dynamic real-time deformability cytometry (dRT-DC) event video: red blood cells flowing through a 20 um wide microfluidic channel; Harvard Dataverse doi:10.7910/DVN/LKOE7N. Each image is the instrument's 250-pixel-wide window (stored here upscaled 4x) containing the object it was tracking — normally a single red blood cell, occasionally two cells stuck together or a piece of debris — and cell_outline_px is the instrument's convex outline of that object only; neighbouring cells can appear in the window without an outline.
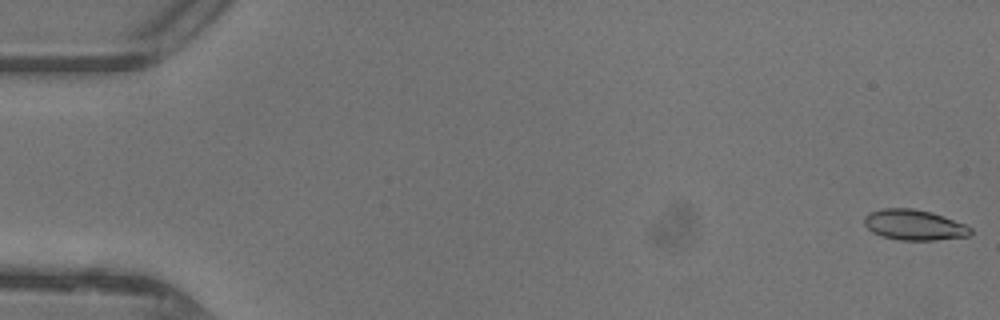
{"species": "common noctule bat (a hibernating species)", "species_latin": "Nyctalus noctula", "temperature_condition": "warm", "stored_images_in_passage": 47, "camera_frame_rate_fps": 3000, "um_per_image_px": 0.085, "animal": {"sex": "female"}, "frame": {"image": 1, "passage_image": 1, "time_ms": 0.0, "image_size_px": [1000, 320], "cell_outline_px": [[972, 232], [968, 236], [936, 240], [900, 240], [880, 236], [872, 232], [864, 224], [864, 216], [868, 212], [884, 208], [912, 208], [932, 212], [944, 216], [964, 224], [972, 228]], "centroid_in_image_um": [77.68, 19.11], "position_along_channel_um": 7.3, "area_um2": 19.02}}
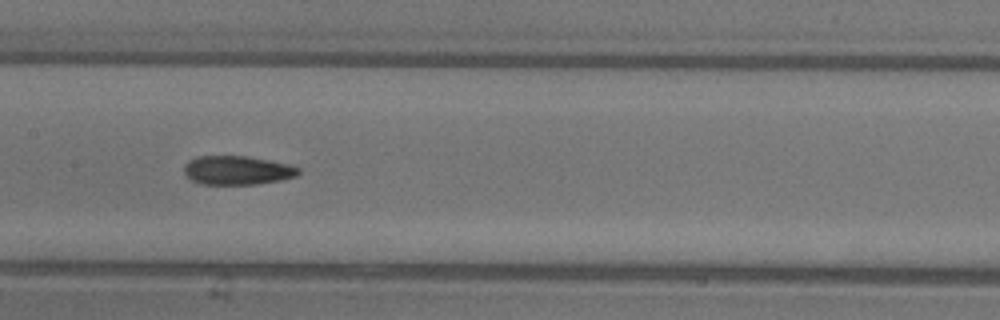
{"frame": {"image": 2, "passage_image": 24, "time_ms": 7.667, "image_size_px": [1000, 320], "cell_outline_px": [[300, 172], [296, 176], [280, 180], [256, 184], [200, 184], [192, 180], [184, 172], [184, 164], [188, 160], [196, 156], [248, 156], [292, 164], [300, 168]], "centroid_in_image_um": [20.18, 14.46], "position_along_channel_um": 187.2, "area_um2": 19.42}}
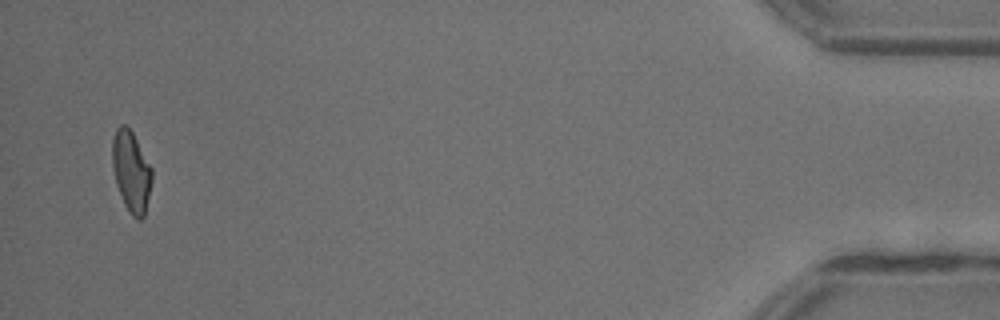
{"frame": {"image": 3, "passage_image": 46, "time_ms": 15.0, "image_size_px": [1000, 320], "cell_outline_px": [[152, 180], [144, 216], [140, 220], [132, 216], [124, 204], [116, 184], [112, 168], [112, 140], [116, 128], [120, 124], [124, 124], [132, 132], [152, 168]], "centroid_in_image_um": [11.14, 14.57], "position_along_channel_um": 424.1, "area_um2": 18.61}, "authors_computed_cell_mechanics": {"area_um2": 19.074, "velocity_mm_per_s": 4.4241, "shape_relaxation_time_tau1_ms": null, "shape_relaxation_time_tau2_ms": 2.8109, "deformation_change_tau1": null, "deformation_change_tau2": 0.1}}